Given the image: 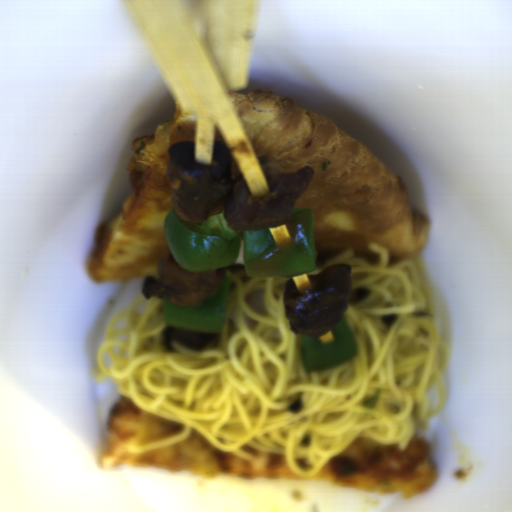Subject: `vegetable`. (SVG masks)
Wrapping results in <instances>:
<instances>
[{"mask_svg": "<svg viewBox=\"0 0 512 512\" xmlns=\"http://www.w3.org/2000/svg\"><path fill=\"white\" fill-rule=\"evenodd\" d=\"M243 258L247 276L290 278L317 265L313 208L294 207L284 225L243 229Z\"/></svg>", "mask_w": 512, "mask_h": 512, "instance_id": "add77e79", "label": "vegetable"}, {"mask_svg": "<svg viewBox=\"0 0 512 512\" xmlns=\"http://www.w3.org/2000/svg\"><path fill=\"white\" fill-rule=\"evenodd\" d=\"M168 248L181 268L206 273L235 262L241 237L228 226L224 211L200 224L182 219L174 206L163 222Z\"/></svg>", "mask_w": 512, "mask_h": 512, "instance_id": "ea0f7189", "label": "vegetable"}, {"mask_svg": "<svg viewBox=\"0 0 512 512\" xmlns=\"http://www.w3.org/2000/svg\"><path fill=\"white\" fill-rule=\"evenodd\" d=\"M225 272L219 291L197 306H176L167 297H163V317L166 325L193 332L222 333L232 284L231 272Z\"/></svg>", "mask_w": 512, "mask_h": 512, "instance_id": "f7b5029e", "label": "vegetable"}, {"mask_svg": "<svg viewBox=\"0 0 512 512\" xmlns=\"http://www.w3.org/2000/svg\"><path fill=\"white\" fill-rule=\"evenodd\" d=\"M301 358L306 373L326 372L345 364L358 352L346 316L321 337L300 334Z\"/></svg>", "mask_w": 512, "mask_h": 512, "instance_id": "96ceb2fe", "label": "vegetable"}]
</instances>
